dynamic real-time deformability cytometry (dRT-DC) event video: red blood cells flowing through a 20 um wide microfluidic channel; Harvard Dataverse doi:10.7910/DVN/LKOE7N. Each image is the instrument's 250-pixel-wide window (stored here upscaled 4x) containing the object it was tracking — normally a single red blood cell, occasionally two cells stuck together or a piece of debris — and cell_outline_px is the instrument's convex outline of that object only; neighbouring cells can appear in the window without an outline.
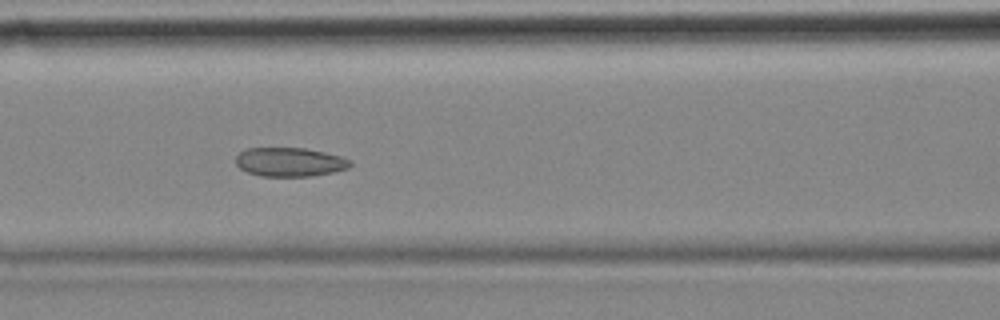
{"species": "common noctule bat (a hibernating species)", "species_latin": "Nyctalus noctula", "temperature_condition": "cold", "stored_images_in_passage": 9, "camera_frame_rate_fps": 3000, "um_per_image_px": 0.085, "animal": {"sex": "female", "body_mass_g": 18.4}, "frame": {"image": 1, "passage_image": 7, "time_ms": 2.0, "image_size_px": [1000, 320], "cell_outline_px": [[352, 164], [348, 168], [332, 172], [312, 176], [260, 176], [248, 172], [240, 168], [236, 164], [236, 156], [240, 152], [248, 148], [304, 148], [324, 152], [340, 156], [352, 160]], "centroid_in_image_um": [24.64, 13.77], "position_along_channel_um": 142.0, "area_um2": 19.25}}
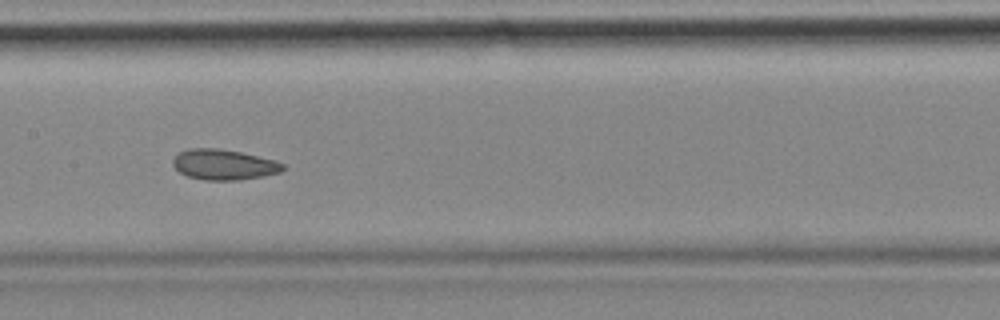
{"frame": {"image": 2, "passage_image": 8, "time_ms": 2.333, "image_size_px": [1000, 320], "cell_outline_px": [[284, 168], [280, 172], [264, 176], [240, 180], [204, 180], [188, 176], [180, 172], [172, 164], [172, 160], [180, 152], [188, 148], [216, 148], [240, 152], [276, 160], [284, 164]], "centroid_in_image_um": [19.03, 13.99], "position_along_channel_um": 188.4, "area_um2": 19.48}}
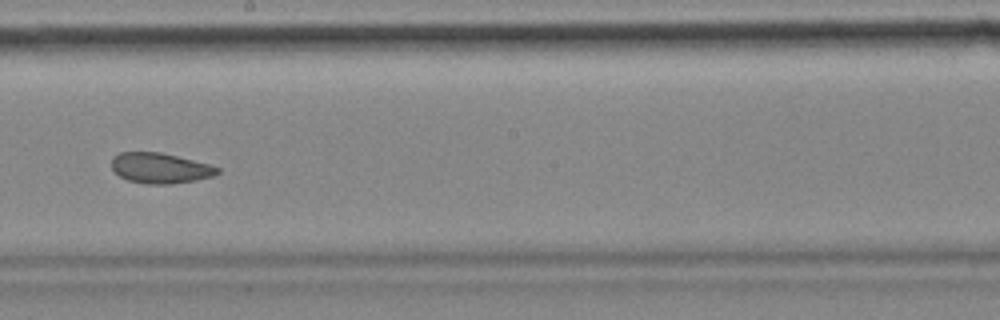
{"frame": {"image": 3, "passage_image": 9, "time_ms": 2.667, "image_size_px": [1000, 320], "cell_outline_px": [[220, 172], [216, 176], [196, 180], [172, 184], [148, 184], [128, 180], [120, 176], [112, 168], [112, 156], [120, 152], [160, 152], [208, 164], [220, 168]], "centroid_in_image_um": [13.63, 14.29], "position_along_channel_um": 234.6, "area_um2": 18.73}}